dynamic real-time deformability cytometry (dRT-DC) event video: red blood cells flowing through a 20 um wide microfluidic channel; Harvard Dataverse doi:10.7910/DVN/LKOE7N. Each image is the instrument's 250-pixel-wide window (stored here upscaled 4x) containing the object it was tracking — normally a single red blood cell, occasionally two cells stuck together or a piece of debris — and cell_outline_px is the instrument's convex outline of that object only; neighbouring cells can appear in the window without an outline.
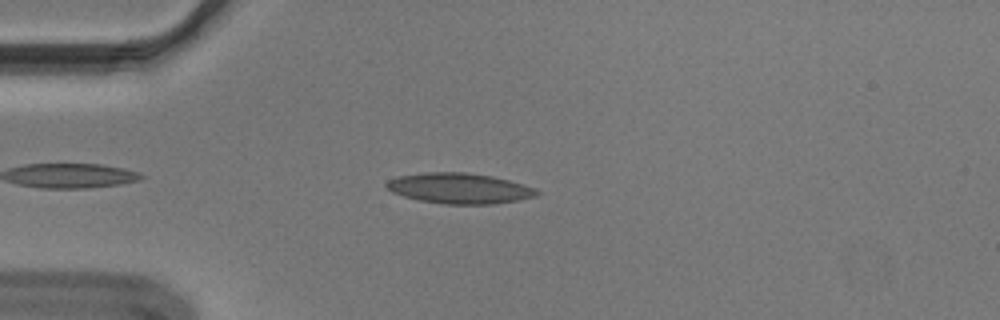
{"species": "Egyptian fruit bat (a non-hibernating species)", "species_latin": "Rousettus aegyptiacus", "temperature_condition": "cold", "stored_images_in_passage": 39, "camera_frame_rate_fps": 3000, "um_per_image_px": 0.085, "animal": {"sex": "male"}, "frame": {"image": 1, "passage_image": 6, "time_ms": 1.667, "image_size_px": [1000, 320], "cell_outline_px": [[540, 192], [536, 196], [516, 200], [492, 204], [444, 204], [420, 200], [404, 196], [392, 192], [384, 184], [388, 180], [400, 176], [424, 172], [468, 172], [492, 176], [524, 184], [536, 188]], "centroid_in_image_um": [39.06, 16.0], "position_along_channel_um": 45.9, "area_um2": 26.65}}
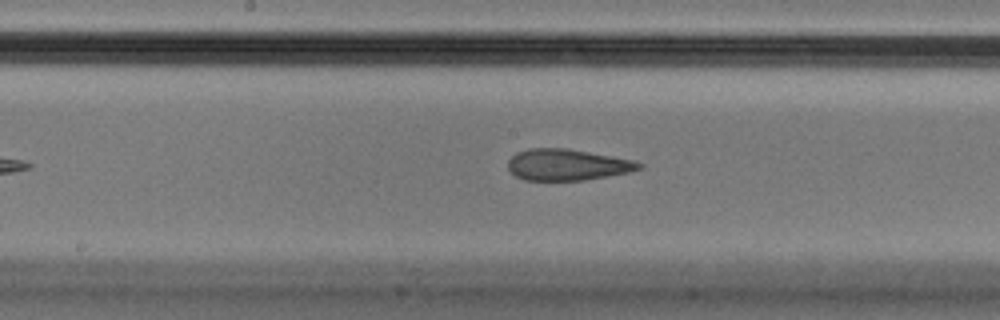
{"frame": {"image": 2, "passage_image": 20, "time_ms": 6.333, "image_size_px": [1000, 320], "cell_outline_px": [[644, 168], [628, 172], [608, 176], [584, 180], [524, 180], [516, 176], [508, 168], [508, 160], [516, 152], [528, 148], [568, 148], [636, 160], [644, 164]], "centroid_in_image_um": [48.25, 13.99], "position_along_channel_um": 200.0, "area_um2": 24.1}}
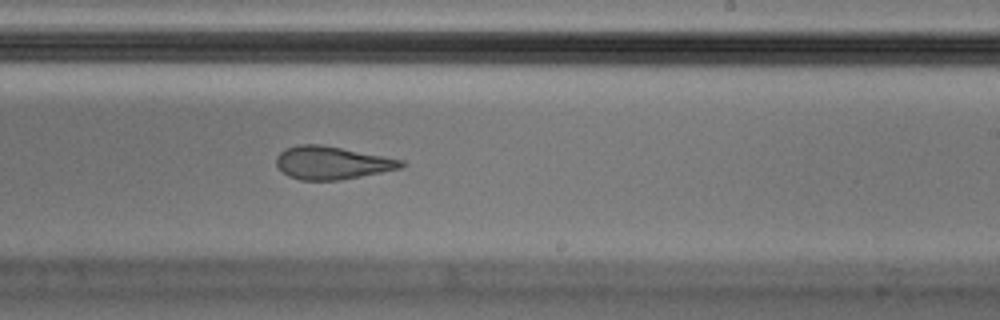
{"frame": {"image": 3, "passage_image": 25, "time_ms": 8.0, "image_size_px": [1000, 320], "cell_outline_px": [[408, 164], [400, 168], [340, 180], [300, 180], [288, 176], [276, 164], [276, 156], [284, 148], [300, 144], [320, 144], [404, 160]], "centroid_in_image_um": [28.2, 13.83], "position_along_channel_um": 260.8, "area_um2": 23.81}, "authors_computed_cell_mechanics": {"area_um2": 25.5476, "velocity_mm_per_s": 3.6562, "shape_relaxation_time_tau1_ms": null, "shape_relaxation_time_tau2_ms": 2.1674, "deformation_change_tau1": null, "deformation_change_tau2": 0.1059}}